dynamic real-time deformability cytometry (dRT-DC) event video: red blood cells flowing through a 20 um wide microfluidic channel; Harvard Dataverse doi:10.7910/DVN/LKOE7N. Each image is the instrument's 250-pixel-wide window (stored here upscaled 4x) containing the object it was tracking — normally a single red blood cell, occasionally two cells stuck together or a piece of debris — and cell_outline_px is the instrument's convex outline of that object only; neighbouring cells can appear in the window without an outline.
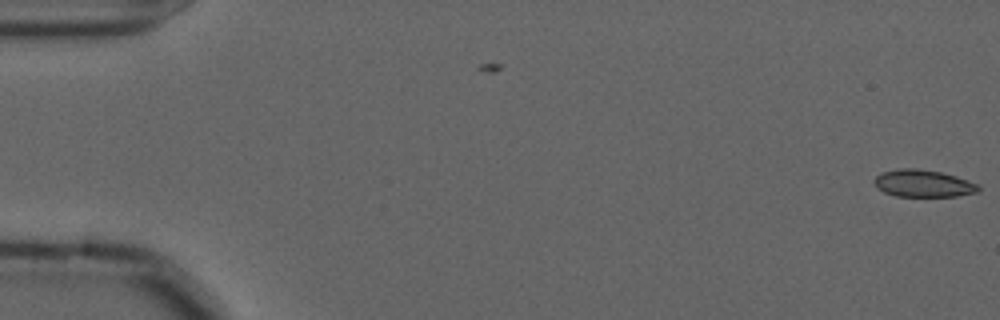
{"species": "common noctule bat (a hibernating species)", "species_latin": "Nyctalus noctula", "temperature_condition": "cold", "stored_images_in_passage": 5, "camera_frame_rate_fps": 3000, "um_per_image_px": 0.085, "animal": {"sex": "male", "forearm_length_mm": 52.5}, "frame": {"image": 1, "passage_image": 5, "time_ms": 1.333, "image_size_px": [1000, 320], "cell_outline_px": [[980, 188], [976, 192], [956, 196], [896, 196], [884, 192], [876, 188], [872, 180], [880, 172], [896, 168], [916, 168], [940, 172], [956, 176], [980, 184]], "centroid_in_image_um": [78.42, 15.58], "position_along_channel_um": 6.6, "area_um2": 16.7}}